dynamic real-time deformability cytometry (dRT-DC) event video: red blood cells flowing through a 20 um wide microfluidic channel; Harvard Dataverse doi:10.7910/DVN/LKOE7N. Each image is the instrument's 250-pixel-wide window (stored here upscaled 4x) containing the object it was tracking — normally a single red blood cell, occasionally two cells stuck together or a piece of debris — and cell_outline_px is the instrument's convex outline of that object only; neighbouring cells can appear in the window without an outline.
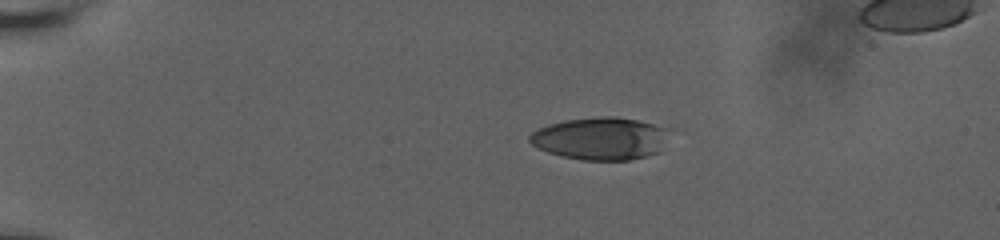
{"species": "human", "species_latin": "Homo sapiens", "temperature_condition": "room temperature", "stored_images_in_passage": 40, "camera_frame_rate_fps": 3000, "um_per_image_px": 0.085, "donor": {"sex": "male"}, "frame": {"image": 1, "passage_image": 7, "time_ms": 2.333, "image_size_px": [1000, 240], "cell_outline_px": [[672, 128], [660, 152], [628, 160], [584, 160], [564, 156], [548, 152], [536, 148], [528, 140], [528, 136], [532, 132], [548, 124], [564, 120], [600, 116], [616, 116], [636, 120]], "centroid_in_image_um": [51.07, 11.76], "position_along_channel_um": 33.9, "area_um2": 34.85}}
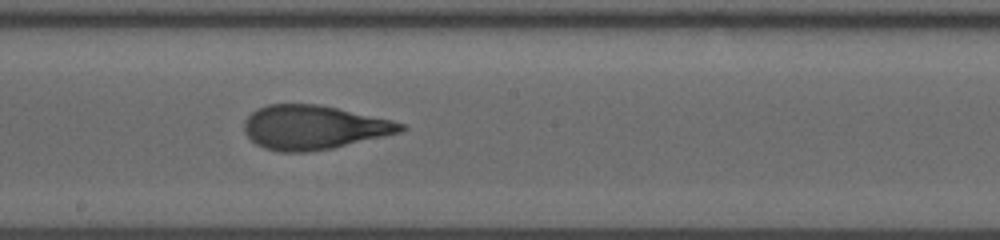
{"frame": {"image": 2, "passage_image": 27, "time_ms": 9.667, "image_size_px": [1000, 240], "cell_outline_px": [[408, 128], [400, 132], [384, 136], [332, 148], [308, 152], [280, 152], [264, 148], [256, 144], [244, 132], [244, 120], [256, 108], [268, 104], [316, 104], [336, 108], [392, 120], [404, 124]], "centroid_in_image_um": [26.63, 10.83], "position_along_channel_um": 221.6, "area_um2": 40.06}}
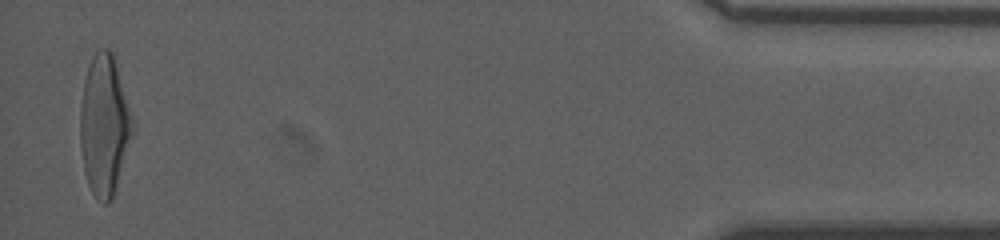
{"frame": {"image": 3, "passage_image": 40, "time_ms": 17.333, "image_size_px": [1000, 240], "cell_outline_px": [[132, 132], [112, 200], [108, 204], [104, 204], [96, 200], [88, 184], [84, 168], [80, 144], [80, 108], [84, 80], [92, 56], [96, 48], [108, 48], [112, 52], [132, 120]], "centroid_in_image_um": [8.82, 10.66], "position_along_channel_um": 426.4, "area_um2": 41.91}, "authors_computed_cell_mechanics": {"area_um2": 39.4485, "velocity_mm_per_s": 3.6509, "shape_relaxation_time_tau1_ms": 4.2148, "shape_relaxation_time_tau2_ms": 1.3104, "deformation_change_tau1": 0.2102, "deformation_change_tau2": 0.0905}}